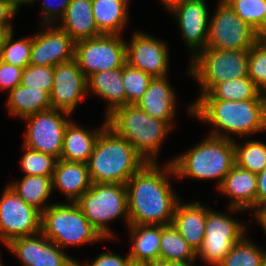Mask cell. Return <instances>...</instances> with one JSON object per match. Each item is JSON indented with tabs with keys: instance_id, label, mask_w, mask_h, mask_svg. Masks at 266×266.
<instances>
[{
	"instance_id": "obj_1",
	"label": "cell",
	"mask_w": 266,
	"mask_h": 266,
	"mask_svg": "<svg viewBox=\"0 0 266 266\" xmlns=\"http://www.w3.org/2000/svg\"><path fill=\"white\" fill-rule=\"evenodd\" d=\"M158 164L147 162L126 183L130 224H172L176 205L181 200L169 180L175 173L171 162L166 161L162 168Z\"/></svg>"
},
{
	"instance_id": "obj_2",
	"label": "cell",
	"mask_w": 266,
	"mask_h": 266,
	"mask_svg": "<svg viewBox=\"0 0 266 266\" xmlns=\"http://www.w3.org/2000/svg\"><path fill=\"white\" fill-rule=\"evenodd\" d=\"M187 113L213 128V137L234 140V135L249 138L266 131V101L197 99L187 106Z\"/></svg>"
},
{
	"instance_id": "obj_3",
	"label": "cell",
	"mask_w": 266,
	"mask_h": 266,
	"mask_svg": "<svg viewBox=\"0 0 266 266\" xmlns=\"http://www.w3.org/2000/svg\"><path fill=\"white\" fill-rule=\"evenodd\" d=\"M146 163L128 141L106 126L95 142L87 166L92 183L126 184Z\"/></svg>"
},
{
	"instance_id": "obj_4",
	"label": "cell",
	"mask_w": 266,
	"mask_h": 266,
	"mask_svg": "<svg viewBox=\"0 0 266 266\" xmlns=\"http://www.w3.org/2000/svg\"><path fill=\"white\" fill-rule=\"evenodd\" d=\"M168 162L172 164L176 179H214L218 189L235 165L234 141L207 135L204 140Z\"/></svg>"
},
{
	"instance_id": "obj_5",
	"label": "cell",
	"mask_w": 266,
	"mask_h": 266,
	"mask_svg": "<svg viewBox=\"0 0 266 266\" xmlns=\"http://www.w3.org/2000/svg\"><path fill=\"white\" fill-rule=\"evenodd\" d=\"M107 126L128 141L146 162H159L164 140L173 130L165 121L151 117L136 105L115 109L106 117Z\"/></svg>"
},
{
	"instance_id": "obj_6",
	"label": "cell",
	"mask_w": 266,
	"mask_h": 266,
	"mask_svg": "<svg viewBox=\"0 0 266 266\" xmlns=\"http://www.w3.org/2000/svg\"><path fill=\"white\" fill-rule=\"evenodd\" d=\"M41 233L64 250L106 240L75 202L54 203L44 210Z\"/></svg>"
},
{
	"instance_id": "obj_7",
	"label": "cell",
	"mask_w": 266,
	"mask_h": 266,
	"mask_svg": "<svg viewBox=\"0 0 266 266\" xmlns=\"http://www.w3.org/2000/svg\"><path fill=\"white\" fill-rule=\"evenodd\" d=\"M75 203L106 241L115 239L109 225L113 220L123 217L125 227L130 225L126 184L92 183Z\"/></svg>"
},
{
	"instance_id": "obj_8",
	"label": "cell",
	"mask_w": 266,
	"mask_h": 266,
	"mask_svg": "<svg viewBox=\"0 0 266 266\" xmlns=\"http://www.w3.org/2000/svg\"><path fill=\"white\" fill-rule=\"evenodd\" d=\"M248 50L205 48L189 60L186 73L199 83L198 98L216 84L248 76Z\"/></svg>"
},
{
	"instance_id": "obj_9",
	"label": "cell",
	"mask_w": 266,
	"mask_h": 266,
	"mask_svg": "<svg viewBox=\"0 0 266 266\" xmlns=\"http://www.w3.org/2000/svg\"><path fill=\"white\" fill-rule=\"evenodd\" d=\"M228 210L230 212L226 215L207 208L204 240L196 252V260L199 257L208 266H218L232 247L246 235L247 224L233 216L245 211L231 207ZM231 212L234 214L230 216Z\"/></svg>"
},
{
	"instance_id": "obj_10",
	"label": "cell",
	"mask_w": 266,
	"mask_h": 266,
	"mask_svg": "<svg viewBox=\"0 0 266 266\" xmlns=\"http://www.w3.org/2000/svg\"><path fill=\"white\" fill-rule=\"evenodd\" d=\"M74 59L86 79L97 72L122 68L126 63V39L102 34L76 41Z\"/></svg>"
},
{
	"instance_id": "obj_11",
	"label": "cell",
	"mask_w": 266,
	"mask_h": 266,
	"mask_svg": "<svg viewBox=\"0 0 266 266\" xmlns=\"http://www.w3.org/2000/svg\"><path fill=\"white\" fill-rule=\"evenodd\" d=\"M217 4L210 16L206 48L249 50L259 40L257 31L244 22L225 0H218Z\"/></svg>"
},
{
	"instance_id": "obj_12",
	"label": "cell",
	"mask_w": 266,
	"mask_h": 266,
	"mask_svg": "<svg viewBox=\"0 0 266 266\" xmlns=\"http://www.w3.org/2000/svg\"><path fill=\"white\" fill-rule=\"evenodd\" d=\"M69 116L54 108L26 116L22 120L27 124L22 145L60 159Z\"/></svg>"
},
{
	"instance_id": "obj_13",
	"label": "cell",
	"mask_w": 266,
	"mask_h": 266,
	"mask_svg": "<svg viewBox=\"0 0 266 266\" xmlns=\"http://www.w3.org/2000/svg\"><path fill=\"white\" fill-rule=\"evenodd\" d=\"M0 196V243L41 232L42 213L28 205L9 185Z\"/></svg>"
},
{
	"instance_id": "obj_14",
	"label": "cell",
	"mask_w": 266,
	"mask_h": 266,
	"mask_svg": "<svg viewBox=\"0 0 266 266\" xmlns=\"http://www.w3.org/2000/svg\"><path fill=\"white\" fill-rule=\"evenodd\" d=\"M208 8L206 0H183L167 11L177 22L184 44L191 53L190 59L206 48L210 25Z\"/></svg>"
},
{
	"instance_id": "obj_15",
	"label": "cell",
	"mask_w": 266,
	"mask_h": 266,
	"mask_svg": "<svg viewBox=\"0 0 266 266\" xmlns=\"http://www.w3.org/2000/svg\"><path fill=\"white\" fill-rule=\"evenodd\" d=\"M165 40L145 31H135L130 42L126 40V63L146 72L153 78L169 75V51Z\"/></svg>"
},
{
	"instance_id": "obj_16",
	"label": "cell",
	"mask_w": 266,
	"mask_h": 266,
	"mask_svg": "<svg viewBox=\"0 0 266 266\" xmlns=\"http://www.w3.org/2000/svg\"><path fill=\"white\" fill-rule=\"evenodd\" d=\"M22 266H77V260L41 232L17 237L5 245Z\"/></svg>"
},
{
	"instance_id": "obj_17",
	"label": "cell",
	"mask_w": 266,
	"mask_h": 266,
	"mask_svg": "<svg viewBox=\"0 0 266 266\" xmlns=\"http://www.w3.org/2000/svg\"><path fill=\"white\" fill-rule=\"evenodd\" d=\"M87 95V79L75 59L53 67L52 108L72 115Z\"/></svg>"
},
{
	"instance_id": "obj_18",
	"label": "cell",
	"mask_w": 266,
	"mask_h": 266,
	"mask_svg": "<svg viewBox=\"0 0 266 266\" xmlns=\"http://www.w3.org/2000/svg\"><path fill=\"white\" fill-rule=\"evenodd\" d=\"M40 28L32 34L31 65L54 67L74 59L75 41L64 30L57 24Z\"/></svg>"
},
{
	"instance_id": "obj_19",
	"label": "cell",
	"mask_w": 266,
	"mask_h": 266,
	"mask_svg": "<svg viewBox=\"0 0 266 266\" xmlns=\"http://www.w3.org/2000/svg\"><path fill=\"white\" fill-rule=\"evenodd\" d=\"M167 76L155 77L151 80L144 95L135 104L154 118L165 121L172 129H175V117L177 111V95L172 88Z\"/></svg>"
},
{
	"instance_id": "obj_20",
	"label": "cell",
	"mask_w": 266,
	"mask_h": 266,
	"mask_svg": "<svg viewBox=\"0 0 266 266\" xmlns=\"http://www.w3.org/2000/svg\"><path fill=\"white\" fill-rule=\"evenodd\" d=\"M217 190L230 199L228 207L256 212V174L235 164Z\"/></svg>"
},
{
	"instance_id": "obj_21",
	"label": "cell",
	"mask_w": 266,
	"mask_h": 266,
	"mask_svg": "<svg viewBox=\"0 0 266 266\" xmlns=\"http://www.w3.org/2000/svg\"><path fill=\"white\" fill-rule=\"evenodd\" d=\"M131 244L128 252L133 266H154L160 261L161 226L133 225L128 227Z\"/></svg>"
},
{
	"instance_id": "obj_22",
	"label": "cell",
	"mask_w": 266,
	"mask_h": 266,
	"mask_svg": "<svg viewBox=\"0 0 266 266\" xmlns=\"http://www.w3.org/2000/svg\"><path fill=\"white\" fill-rule=\"evenodd\" d=\"M52 184L53 190L64 194L66 202H76L92 185L87 164L58 159Z\"/></svg>"
},
{
	"instance_id": "obj_23",
	"label": "cell",
	"mask_w": 266,
	"mask_h": 266,
	"mask_svg": "<svg viewBox=\"0 0 266 266\" xmlns=\"http://www.w3.org/2000/svg\"><path fill=\"white\" fill-rule=\"evenodd\" d=\"M206 214L207 207L195 200L192 203L180 200L174 211L172 225L195 252L204 240Z\"/></svg>"
},
{
	"instance_id": "obj_24",
	"label": "cell",
	"mask_w": 266,
	"mask_h": 266,
	"mask_svg": "<svg viewBox=\"0 0 266 266\" xmlns=\"http://www.w3.org/2000/svg\"><path fill=\"white\" fill-rule=\"evenodd\" d=\"M102 123L101 126L88 131L71 119L65 130L60 159L87 164L98 136L107 126L106 117Z\"/></svg>"
},
{
	"instance_id": "obj_25",
	"label": "cell",
	"mask_w": 266,
	"mask_h": 266,
	"mask_svg": "<svg viewBox=\"0 0 266 266\" xmlns=\"http://www.w3.org/2000/svg\"><path fill=\"white\" fill-rule=\"evenodd\" d=\"M87 93L95 94L106 101V116L115 109L126 105V94L123 84V67L104 70L91 75L87 79Z\"/></svg>"
},
{
	"instance_id": "obj_26",
	"label": "cell",
	"mask_w": 266,
	"mask_h": 266,
	"mask_svg": "<svg viewBox=\"0 0 266 266\" xmlns=\"http://www.w3.org/2000/svg\"><path fill=\"white\" fill-rule=\"evenodd\" d=\"M57 25L75 42L102 35L94 21L92 0H71Z\"/></svg>"
},
{
	"instance_id": "obj_27",
	"label": "cell",
	"mask_w": 266,
	"mask_h": 266,
	"mask_svg": "<svg viewBox=\"0 0 266 266\" xmlns=\"http://www.w3.org/2000/svg\"><path fill=\"white\" fill-rule=\"evenodd\" d=\"M129 0H92L93 17L102 34L122 35L129 18Z\"/></svg>"
},
{
	"instance_id": "obj_28",
	"label": "cell",
	"mask_w": 266,
	"mask_h": 266,
	"mask_svg": "<svg viewBox=\"0 0 266 266\" xmlns=\"http://www.w3.org/2000/svg\"><path fill=\"white\" fill-rule=\"evenodd\" d=\"M6 101L9 115L20 119L52 108L50 94L47 91L30 88L22 84L8 93Z\"/></svg>"
},
{
	"instance_id": "obj_29",
	"label": "cell",
	"mask_w": 266,
	"mask_h": 266,
	"mask_svg": "<svg viewBox=\"0 0 266 266\" xmlns=\"http://www.w3.org/2000/svg\"><path fill=\"white\" fill-rule=\"evenodd\" d=\"M28 205L41 213L54 203L48 202L53 193L51 177L25 176L7 183ZM48 202V203H47Z\"/></svg>"
},
{
	"instance_id": "obj_30",
	"label": "cell",
	"mask_w": 266,
	"mask_h": 266,
	"mask_svg": "<svg viewBox=\"0 0 266 266\" xmlns=\"http://www.w3.org/2000/svg\"><path fill=\"white\" fill-rule=\"evenodd\" d=\"M197 99H219V100H252L265 99L263 94L253 81L247 76L228 80L216 84L208 93L202 94Z\"/></svg>"
},
{
	"instance_id": "obj_31",
	"label": "cell",
	"mask_w": 266,
	"mask_h": 266,
	"mask_svg": "<svg viewBox=\"0 0 266 266\" xmlns=\"http://www.w3.org/2000/svg\"><path fill=\"white\" fill-rule=\"evenodd\" d=\"M160 260L197 261L195 250L172 224L161 226Z\"/></svg>"
},
{
	"instance_id": "obj_32",
	"label": "cell",
	"mask_w": 266,
	"mask_h": 266,
	"mask_svg": "<svg viewBox=\"0 0 266 266\" xmlns=\"http://www.w3.org/2000/svg\"><path fill=\"white\" fill-rule=\"evenodd\" d=\"M234 141L235 164L258 174L266 167V143L249 139L244 143Z\"/></svg>"
},
{
	"instance_id": "obj_33",
	"label": "cell",
	"mask_w": 266,
	"mask_h": 266,
	"mask_svg": "<svg viewBox=\"0 0 266 266\" xmlns=\"http://www.w3.org/2000/svg\"><path fill=\"white\" fill-rule=\"evenodd\" d=\"M246 234L236 243L218 266H261L265 250L256 246Z\"/></svg>"
},
{
	"instance_id": "obj_34",
	"label": "cell",
	"mask_w": 266,
	"mask_h": 266,
	"mask_svg": "<svg viewBox=\"0 0 266 266\" xmlns=\"http://www.w3.org/2000/svg\"><path fill=\"white\" fill-rule=\"evenodd\" d=\"M32 35L14 39V31H10L4 41L0 60L11 65L25 68L30 64Z\"/></svg>"
},
{
	"instance_id": "obj_35",
	"label": "cell",
	"mask_w": 266,
	"mask_h": 266,
	"mask_svg": "<svg viewBox=\"0 0 266 266\" xmlns=\"http://www.w3.org/2000/svg\"><path fill=\"white\" fill-rule=\"evenodd\" d=\"M25 151L20 159V167L25 176H44L53 178L58 159L51 155L30 149L22 145Z\"/></svg>"
},
{
	"instance_id": "obj_36",
	"label": "cell",
	"mask_w": 266,
	"mask_h": 266,
	"mask_svg": "<svg viewBox=\"0 0 266 266\" xmlns=\"http://www.w3.org/2000/svg\"><path fill=\"white\" fill-rule=\"evenodd\" d=\"M152 76L125 63L123 66V84L126 105H135L146 92Z\"/></svg>"
},
{
	"instance_id": "obj_37",
	"label": "cell",
	"mask_w": 266,
	"mask_h": 266,
	"mask_svg": "<svg viewBox=\"0 0 266 266\" xmlns=\"http://www.w3.org/2000/svg\"><path fill=\"white\" fill-rule=\"evenodd\" d=\"M232 10L258 31L266 18V0H225Z\"/></svg>"
},
{
	"instance_id": "obj_38",
	"label": "cell",
	"mask_w": 266,
	"mask_h": 266,
	"mask_svg": "<svg viewBox=\"0 0 266 266\" xmlns=\"http://www.w3.org/2000/svg\"><path fill=\"white\" fill-rule=\"evenodd\" d=\"M248 54V77L266 95V41L258 40Z\"/></svg>"
},
{
	"instance_id": "obj_39",
	"label": "cell",
	"mask_w": 266,
	"mask_h": 266,
	"mask_svg": "<svg viewBox=\"0 0 266 266\" xmlns=\"http://www.w3.org/2000/svg\"><path fill=\"white\" fill-rule=\"evenodd\" d=\"M21 84L50 94L53 86V67L27 65L23 69Z\"/></svg>"
},
{
	"instance_id": "obj_40",
	"label": "cell",
	"mask_w": 266,
	"mask_h": 266,
	"mask_svg": "<svg viewBox=\"0 0 266 266\" xmlns=\"http://www.w3.org/2000/svg\"><path fill=\"white\" fill-rule=\"evenodd\" d=\"M36 1L34 0L33 4ZM71 0H43L41 3V25H56L64 16Z\"/></svg>"
},
{
	"instance_id": "obj_41",
	"label": "cell",
	"mask_w": 266,
	"mask_h": 266,
	"mask_svg": "<svg viewBox=\"0 0 266 266\" xmlns=\"http://www.w3.org/2000/svg\"><path fill=\"white\" fill-rule=\"evenodd\" d=\"M23 69L0 60V90L9 93L21 84Z\"/></svg>"
},
{
	"instance_id": "obj_42",
	"label": "cell",
	"mask_w": 266,
	"mask_h": 266,
	"mask_svg": "<svg viewBox=\"0 0 266 266\" xmlns=\"http://www.w3.org/2000/svg\"><path fill=\"white\" fill-rule=\"evenodd\" d=\"M82 264L77 260V266H133L130 256L127 253L126 256L118 255L112 251H103L97 255L91 262H83Z\"/></svg>"
},
{
	"instance_id": "obj_43",
	"label": "cell",
	"mask_w": 266,
	"mask_h": 266,
	"mask_svg": "<svg viewBox=\"0 0 266 266\" xmlns=\"http://www.w3.org/2000/svg\"><path fill=\"white\" fill-rule=\"evenodd\" d=\"M19 13L7 1L0 0V27H13L11 21Z\"/></svg>"
},
{
	"instance_id": "obj_44",
	"label": "cell",
	"mask_w": 266,
	"mask_h": 266,
	"mask_svg": "<svg viewBox=\"0 0 266 266\" xmlns=\"http://www.w3.org/2000/svg\"><path fill=\"white\" fill-rule=\"evenodd\" d=\"M257 176L256 211L266 201V167Z\"/></svg>"
},
{
	"instance_id": "obj_45",
	"label": "cell",
	"mask_w": 266,
	"mask_h": 266,
	"mask_svg": "<svg viewBox=\"0 0 266 266\" xmlns=\"http://www.w3.org/2000/svg\"><path fill=\"white\" fill-rule=\"evenodd\" d=\"M196 261H164L160 260L154 266H195Z\"/></svg>"
},
{
	"instance_id": "obj_46",
	"label": "cell",
	"mask_w": 266,
	"mask_h": 266,
	"mask_svg": "<svg viewBox=\"0 0 266 266\" xmlns=\"http://www.w3.org/2000/svg\"><path fill=\"white\" fill-rule=\"evenodd\" d=\"M7 1L14 9H16L19 12V8H21L23 5H32L33 6V1L34 0H5Z\"/></svg>"
},
{
	"instance_id": "obj_47",
	"label": "cell",
	"mask_w": 266,
	"mask_h": 266,
	"mask_svg": "<svg viewBox=\"0 0 266 266\" xmlns=\"http://www.w3.org/2000/svg\"><path fill=\"white\" fill-rule=\"evenodd\" d=\"M14 27H0V54L7 34L14 30Z\"/></svg>"
},
{
	"instance_id": "obj_48",
	"label": "cell",
	"mask_w": 266,
	"mask_h": 266,
	"mask_svg": "<svg viewBox=\"0 0 266 266\" xmlns=\"http://www.w3.org/2000/svg\"><path fill=\"white\" fill-rule=\"evenodd\" d=\"M183 0H159L160 4L164 6V9L167 11L175 4L181 2Z\"/></svg>"
},
{
	"instance_id": "obj_49",
	"label": "cell",
	"mask_w": 266,
	"mask_h": 266,
	"mask_svg": "<svg viewBox=\"0 0 266 266\" xmlns=\"http://www.w3.org/2000/svg\"><path fill=\"white\" fill-rule=\"evenodd\" d=\"M258 39L261 41H266V18L262 27L257 31Z\"/></svg>"
},
{
	"instance_id": "obj_50",
	"label": "cell",
	"mask_w": 266,
	"mask_h": 266,
	"mask_svg": "<svg viewBox=\"0 0 266 266\" xmlns=\"http://www.w3.org/2000/svg\"><path fill=\"white\" fill-rule=\"evenodd\" d=\"M253 217H266V201L253 214Z\"/></svg>"
},
{
	"instance_id": "obj_51",
	"label": "cell",
	"mask_w": 266,
	"mask_h": 266,
	"mask_svg": "<svg viewBox=\"0 0 266 266\" xmlns=\"http://www.w3.org/2000/svg\"><path fill=\"white\" fill-rule=\"evenodd\" d=\"M254 219L257 220L256 222L261 226L262 230L265 232L264 234H266V217H254Z\"/></svg>"
},
{
	"instance_id": "obj_52",
	"label": "cell",
	"mask_w": 266,
	"mask_h": 266,
	"mask_svg": "<svg viewBox=\"0 0 266 266\" xmlns=\"http://www.w3.org/2000/svg\"><path fill=\"white\" fill-rule=\"evenodd\" d=\"M261 266H266V250L264 252L263 260H262V265Z\"/></svg>"
}]
</instances>
